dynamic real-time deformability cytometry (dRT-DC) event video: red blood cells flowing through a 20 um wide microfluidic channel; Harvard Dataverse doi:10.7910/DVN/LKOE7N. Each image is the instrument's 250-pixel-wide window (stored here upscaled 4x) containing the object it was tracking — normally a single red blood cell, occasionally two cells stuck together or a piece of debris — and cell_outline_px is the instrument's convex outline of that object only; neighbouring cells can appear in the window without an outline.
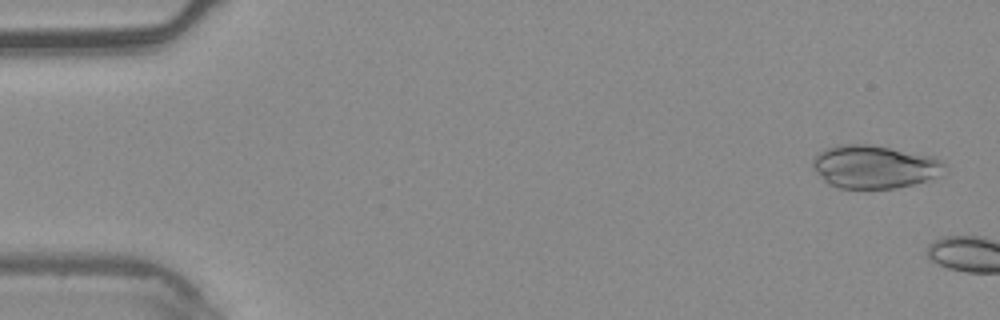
{"species": "common noctule bat (a hibernating species)", "species_latin": "Nyctalus noctula", "temperature_condition": "warm", "stored_images_in_passage": 2, "camera_frame_rate_fps": 3000, "um_per_image_px": 0.085, "animal": {"sex": "male", "body_mass_g": 20.4}, "frame": {"image": 1, "passage_image": 1, "time_ms": 0.0, "image_size_px": [1000, 320], "cell_outline_px": [[948, 168], [936, 176], [928, 180], [896, 188], [840, 188], [828, 184], [812, 168], [812, 160], [824, 148], [836, 144], [868, 144], [936, 156]], "centroid_in_image_um": [74.31, 14.16], "position_along_channel_um": 10.7, "area_um2": 33.23}}